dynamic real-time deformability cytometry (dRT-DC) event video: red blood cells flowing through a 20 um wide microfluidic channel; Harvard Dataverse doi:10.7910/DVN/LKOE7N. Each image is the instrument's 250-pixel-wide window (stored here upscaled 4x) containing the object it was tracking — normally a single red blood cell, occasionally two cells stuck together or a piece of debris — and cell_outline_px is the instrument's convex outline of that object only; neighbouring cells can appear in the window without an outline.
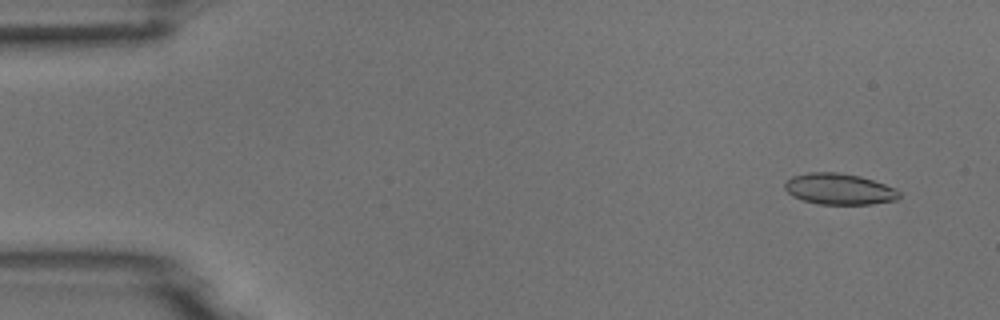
{"species": "common noctule bat (a hibernating species)", "species_latin": "Nyctalus noctula", "temperature_condition": "room temperature", "stored_images_in_passage": 5, "camera_frame_rate_fps": 3000, "um_per_image_px": 0.085, "animal": {"sex": "male", "body_mass_g": 18.8}, "frame": {"image": 1, "passage_image": 2, "time_ms": 1.0, "image_size_px": [1000, 320], "cell_outline_px": [[900, 196], [896, 200], [872, 204], [820, 204], [804, 200], [792, 196], [784, 188], [784, 184], [792, 176], [808, 172], [836, 172], [860, 176], [896, 188], [900, 192]], "centroid_in_image_um": [71.34, 16.06], "position_along_channel_um": 13.7, "area_um2": 20.69}}
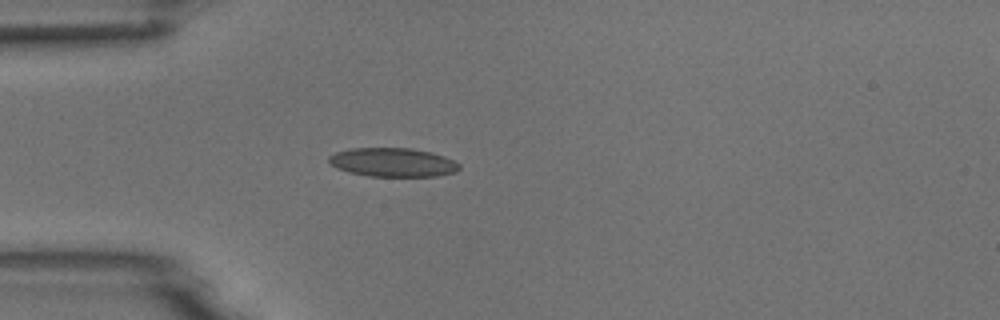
{"frame": {"image": 2, "passage_image": 5, "time_ms": 4.667, "image_size_px": [1000, 320], "cell_outline_px": [[460, 168], [456, 172], [436, 176], [368, 176], [336, 168], [328, 160], [328, 156], [336, 152], [352, 148], [412, 148], [432, 152], [444, 156], [460, 164]], "centroid_in_image_um": [33.41, 13.79], "position_along_channel_um": 51.6, "area_um2": 21.85}}